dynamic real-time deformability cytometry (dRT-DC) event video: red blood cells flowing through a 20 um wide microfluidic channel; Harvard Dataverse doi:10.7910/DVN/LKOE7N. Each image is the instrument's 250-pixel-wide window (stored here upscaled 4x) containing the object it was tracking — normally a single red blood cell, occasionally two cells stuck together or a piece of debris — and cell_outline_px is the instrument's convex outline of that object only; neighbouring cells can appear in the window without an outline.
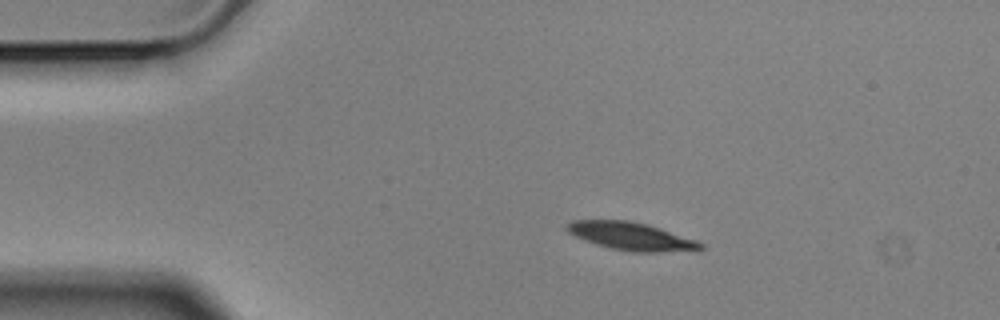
{"species": "Egyptian fruit bat (a non-hibernating species)", "species_latin": "Rousettus aegyptiacus", "temperature_condition": "cold", "stored_images_in_passage": 3, "camera_frame_rate_fps": 3000, "um_per_image_px": 0.085, "animal": {"sex": "male"}, "frame": {"image": 1, "passage_image": 1, "time_ms": 0.0, "image_size_px": [1000, 320], "cell_outline_px": [[704, 248], [660, 252], [632, 252], [612, 248], [596, 244], [584, 240], [568, 232], [564, 228], [564, 224], [572, 220], [628, 220], [648, 224], [696, 240], [704, 244]], "centroid_in_image_um": [53.58, 20.06], "position_along_channel_um": 31.4, "area_um2": 21.56}}
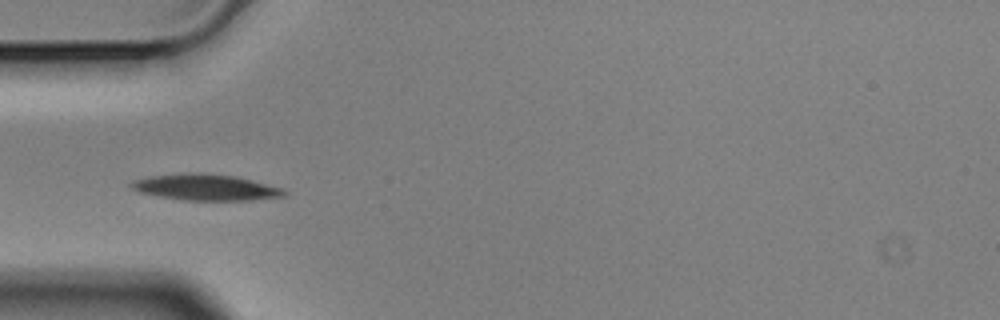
{"frame": {"image": 2, "passage_image": 3, "time_ms": 0.667, "image_size_px": [1000, 320], "cell_outline_px": [[288, 192], [284, 196], [252, 200], [184, 200], [136, 192], [128, 184], [136, 180], [148, 176], [184, 172], [200, 172], [236, 176], [280, 188]], "centroid_in_image_um": [17.43, 15.91], "position_along_channel_um": 67.6, "area_um2": 23.29}}